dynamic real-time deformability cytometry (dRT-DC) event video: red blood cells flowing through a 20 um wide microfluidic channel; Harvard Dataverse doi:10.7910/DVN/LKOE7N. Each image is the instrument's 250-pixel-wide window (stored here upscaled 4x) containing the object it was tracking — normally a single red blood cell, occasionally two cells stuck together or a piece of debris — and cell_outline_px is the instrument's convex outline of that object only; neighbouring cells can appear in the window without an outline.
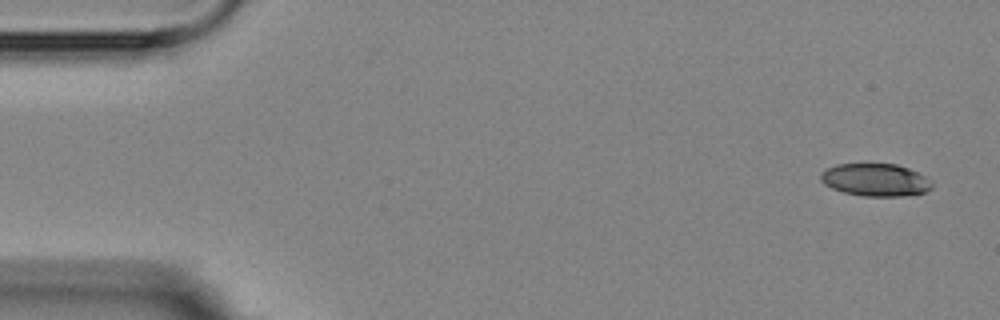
{"species": "Egyptian fruit bat (a non-hibernating species)", "species_latin": "Rousettus aegyptiacus", "temperature_condition": "room temperature", "stored_images_in_passage": 5, "segment_of_instrument_passage": [1, 2], "camera_frame_rate_fps": 3000, "um_per_image_px": 0.085, "animal": {"sex": "female"}, "frame": {"image": 1, "passage_image": 1, "time_ms": 0.0, "image_size_px": [1000, 320], "cell_outline_px": [[932, 188], [924, 192], [904, 196], [864, 196], [844, 192], [832, 188], [824, 184], [820, 180], [820, 172], [836, 164], [896, 164], [908, 168], [924, 176], [932, 184]], "centroid_in_image_um": [74.38, 15.29], "position_along_channel_um": 10.6, "area_um2": 20.98}}
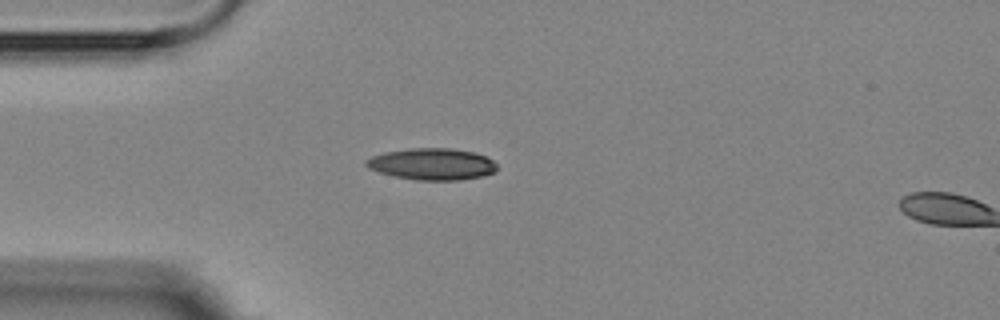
{"frame": {"image": 2, "passage_image": 4, "time_ms": 4.0, "image_size_px": [1000, 320], "cell_outline_px": [[496, 172], [484, 176], [460, 180], [416, 180], [396, 176], [380, 172], [368, 168], [364, 164], [364, 160], [372, 156], [384, 152], [412, 148], [452, 148], [476, 152], [492, 160], [496, 164]], "centroid_in_image_um": [36.74, 13.94], "position_along_channel_um": 48.3, "area_um2": 24.22}}